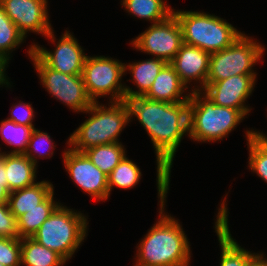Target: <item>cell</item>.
Returning a JSON list of instances; mask_svg holds the SVG:
<instances>
[{
    "label": "cell",
    "mask_w": 267,
    "mask_h": 266,
    "mask_svg": "<svg viewBox=\"0 0 267 266\" xmlns=\"http://www.w3.org/2000/svg\"><path fill=\"white\" fill-rule=\"evenodd\" d=\"M126 152V148L122 143H109L92 147L83 153L108 176L124 158Z\"/></svg>",
    "instance_id": "cb8c5ba5"
},
{
    "label": "cell",
    "mask_w": 267,
    "mask_h": 266,
    "mask_svg": "<svg viewBox=\"0 0 267 266\" xmlns=\"http://www.w3.org/2000/svg\"><path fill=\"white\" fill-rule=\"evenodd\" d=\"M186 91H189L188 93ZM184 92H186L184 94ZM191 90L180 81L174 67L167 63L159 72L145 98L169 103L188 102Z\"/></svg>",
    "instance_id": "e0dca14e"
},
{
    "label": "cell",
    "mask_w": 267,
    "mask_h": 266,
    "mask_svg": "<svg viewBox=\"0 0 267 266\" xmlns=\"http://www.w3.org/2000/svg\"><path fill=\"white\" fill-rule=\"evenodd\" d=\"M166 64L167 62L165 60L154 57L129 64L125 63V74H127V71H130L129 73L132 74L133 78L129 80H131V82H133L137 87L133 90L125 84V100L132 97L144 96L149 91L155 78Z\"/></svg>",
    "instance_id": "ac0fdd59"
},
{
    "label": "cell",
    "mask_w": 267,
    "mask_h": 266,
    "mask_svg": "<svg viewBox=\"0 0 267 266\" xmlns=\"http://www.w3.org/2000/svg\"><path fill=\"white\" fill-rule=\"evenodd\" d=\"M0 263L21 266V239L0 237Z\"/></svg>",
    "instance_id": "f546056e"
},
{
    "label": "cell",
    "mask_w": 267,
    "mask_h": 266,
    "mask_svg": "<svg viewBox=\"0 0 267 266\" xmlns=\"http://www.w3.org/2000/svg\"><path fill=\"white\" fill-rule=\"evenodd\" d=\"M66 262L56 251L33 238H21V266H64Z\"/></svg>",
    "instance_id": "44dd1931"
},
{
    "label": "cell",
    "mask_w": 267,
    "mask_h": 266,
    "mask_svg": "<svg viewBox=\"0 0 267 266\" xmlns=\"http://www.w3.org/2000/svg\"><path fill=\"white\" fill-rule=\"evenodd\" d=\"M130 122L133 116L147 132L155 149L158 205H166L174 156L184 136L189 135L188 102L153 101L144 96L125 100Z\"/></svg>",
    "instance_id": "6da1fadb"
},
{
    "label": "cell",
    "mask_w": 267,
    "mask_h": 266,
    "mask_svg": "<svg viewBox=\"0 0 267 266\" xmlns=\"http://www.w3.org/2000/svg\"><path fill=\"white\" fill-rule=\"evenodd\" d=\"M121 6L130 15L152 24L164 21L173 14V8L164 0H121Z\"/></svg>",
    "instance_id": "7402d4cb"
},
{
    "label": "cell",
    "mask_w": 267,
    "mask_h": 266,
    "mask_svg": "<svg viewBox=\"0 0 267 266\" xmlns=\"http://www.w3.org/2000/svg\"><path fill=\"white\" fill-rule=\"evenodd\" d=\"M170 64L187 89L192 81L197 84L200 83L199 86H191V92L202 91L205 88L209 73V53L193 45L183 43Z\"/></svg>",
    "instance_id": "9a60e30c"
},
{
    "label": "cell",
    "mask_w": 267,
    "mask_h": 266,
    "mask_svg": "<svg viewBox=\"0 0 267 266\" xmlns=\"http://www.w3.org/2000/svg\"><path fill=\"white\" fill-rule=\"evenodd\" d=\"M27 55L33 62L40 85L52 96L67 105L74 112L83 113L91 105L81 75H69L48 67L34 52L33 44L28 47Z\"/></svg>",
    "instance_id": "9c48e42d"
},
{
    "label": "cell",
    "mask_w": 267,
    "mask_h": 266,
    "mask_svg": "<svg viewBox=\"0 0 267 266\" xmlns=\"http://www.w3.org/2000/svg\"><path fill=\"white\" fill-rule=\"evenodd\" d=\"M55 36L53 29L44 36L47 40L50 39L53 44L55 43L56 46L53 51L40 47L38 43H33V52L48 67L56 71L69 75H82L87 55L78 43L77 38L69 30H65L57 42Z\"/></svg>",
    "instance_id": "8fae6325"
},
{
    "label": "cell",
    "mask_w": 267,
    "mask_h": 266,
    "mask_svg": "<svg viewBox=\"0 0 267 266\" xmlns=\"http://www.w3.org/2000/svg\"><path fill=\"white\" fill-rule=\"evenodd\" d=\"M142 172L139 166L129 159L127 155L108 175V190L109 196L112 188L131 189L135 187L141 179Z\"/></svg>",
    "instance_id": "484cf974"
},
{
    "label": "cell",
    "mask_w": 267,
    "mask_h": 266,
    "mask_svg": "<svg viewBox=\"0 0 267 266\" xmlns=\"http://www.w3.org/2000/svg\"><path fill=\"white\" fill-rule=\"evenodd\" d=\"M226 194L221 202L216 215L215 232L221 248L220 266H247L249 261L257 254L241 247L235 239H233L228 224V207L226 203Z\"/></svg>",
    "instance_id": "2e32d148"
},
{
    "label": "cell",
    "mask_w": 267,
    "mask_h": 266,
    "mask_svg": "<svg viewBox=\"0 0 267 266\" xmlns=\"http://www.w3.org/2000/svg\"><path fill=\"white\" fill-rule=\"evenodd\" d=\"M51 136L47 132H42L34 128L26 152L24 153L33 163L37 165L39 158H52L54 148ZM45 143V144H44ZM49 144V145H48ZM46 148V152L44 149ZM41 149V150H40Z\"/></svg>",
    "instance_id": "f1b7e54d"
},
{
    "label": "cell",
    "mask_w": 267,
    "mask_h": 266,
    "mask_svg": "<svg viewBox=\"0 0 267 266\" xmlns=\"http://www.w3.org/2000/svg\"><path fill=\"white\" fill-rule=\"evenodd\" d=\"M11 108L10 116L6 118L7 120L13 121L16 124L34 126L32 122L35 113L32 104L19 101Z\"/></svg>",
    "instance_id": "1f68e13d"
},
{
    "label": "cell",
    "mask_w": 267,
    "mask_h": 266,
    "mask_svg": "<svg viewBox=\"0 0 267 266\" xmlns=\"http://www.w3.org/2000/svg\"><path fill=\"white\" fill-rule=\"evenodd\" d=\"M63 163L67 174L84 193L96 199L105 201L109 198L108 176L97 168L82 152L64 149Z\"/></svg>",
    "instance_id": "7c38bea8"
},
{
    "label": "cell",
    "mask_w": 267,
    "mask_h": 266,
    "mask_svg": "<svg viewBox=\"0 0 267 266\" xmlns=\"http://www.w3.org/2000/svg\"><path fill=\"white\" fill-rule=\"evenodd\" d=\"M245 135L249 150L247 167L267 183V145L257 137L254 129L246 130Z\"/></svg>",
    "instance_id": "4316f807"
},
{
    "label": "cell",
    "mask_w": 267,
    "mask_h": 266,
    "mask_svg": "<svg viewBox=\"0 0 267 266\" xmlns=\"http://www.w3.org/2000/svg\"><path fill=\"white\" fill-rule=\"evenodd\" d=\"M0 237L20 238L17 219L10 212L8 203H0Z\"/></svg>",
    "instance_id": "4dcf8cb0"
},
{
    "label": "cell",
    "mask_w": 267,
    "mask_h": 266,
    "mask_svg": "<svg viewBox=\"0 0 267 266\" xmlns=\"http://www.w3.org/2000/svg\"><path fill=\"white\" fill-rule=\"evenodd\" d=\"M4 153L6 167V179L10 192L26 188L35 184L37 178V166L25 154Z\"/></svg>",
    "instance_id": "ffe728a7"
},
{
    "label": "cell",
    "mask_w": 267,
    "mask_h": 266,
    "mask_svg": "<svg viewBox=\"0 0 267 266\" xmlns=\"http://www.w3.org/2000/svg\"><path fill=\"white\" fill-rule=\"evenodd\" d=\"M253 39L255 38L243 33L227 48L210 54L206 84L235 75H257L253 66L263 60L266 48Z\"/></svg>",
    "instance_id": "52a82bcc"
},
{
    "label": "cell",
    "mask_w": 267,
    "mask_h": 266,
    "mask_svg": "<svg viewBox=\"0 0 267 266\" xmlns=\"http://www.w3.org/2000/svg\"><path fill=\"white\" fill-rule=\"evenodd\" d=\"M54 191L50 181H38L23 189L10 192L8 206L17 219L34 208H41V203Z\"/></svg>",
    "instance_id": "d6986e66"
},
{
    "label": "cell",
    "mask_w": 267,
    "mask_h": 266,
    "mask_svg": "<svg viewBox=\"0 0 267 266\" xmlns=\"http://www.w3.org/2000/svg\"><path fill=\"white\" fill-rule=\"evenodd\" d=\"M87 219L81 211L60 204L32 238L40 245L56 251L68 262L88 235Z\"/></svg>",
    "instance_id": "5b68a950"
},
{
    "label": "cell",
    "mask_w": 267,
    "mask_h": 266,
    "mask_svg": "<svg viewBox=\"0 0 267 266\" xmlns=\"http://www.w3.org/2000/svg\"><path fill=\"white\" fill-rule=\"evenodd\" d=\"M188 106V136L197 143L223 140L245 119L238 109L216 105L202 91L191 92Z\"/></svg>",
    "instance_id": "277c9868"
},
{
    "label": "cell",
    "mask_w": 267,
    "mask_h": 266,
    "mask_svg": "<svg viewBox=\"0 0 267 266\" xmlns=\"http://www.w3.org/2000/svg\"><path fill=\"white\" fill-rule=\"evenodd\" d=\"M107 105L93 102L83 112L90 114L89 118L67 140V145L72 150L83 153L102 144L121 143L119 136L130 122L128 105L125 100L109 102Z\"/></svg>",
    "instance_id": "3957f363"
},
{
    "label": "cell",
    "mask_w": 267,
    "mask_h": 266,
    "mask_svg": "<svg viewBox=\"0 0 267 266\" xmlns=\"http://www.w3.org/2000/svg\"><path fill=\"white\" fill-rule=\"evenodd\" d=\"M255 134L257 135V137L264 143L267 145V135L260 131H255Z\"/></svg>",
    "instance_id": "8d00e7d4"
},
{
    "label": "cell",
    "mask_w": 267,
    "mask_h": 266,
    "mask_svg": "<svg viewBox=\"0 0 267 266\" xmlns=\"http://www.w3.org/2000/svg\"><path fill=\"white\" fill-rule=\"evenodd\" d=\"M124 64L108 56H86L81 76L92 102L107 95L109 102L125 100V83H121Z\"/></svg>",
    "instance_id": "ba28073f"
},
{
    "label": "cell",
    "mask_w": 267,
    "mask_h": 266,
    "mask_svg": "<svg viewBox=\"0 0 267 266\" xmlns=\"http://www.w3.org/2000/svg\"><path fill=\"white\" fill-rule=\"evenodd\" d=\"M0 6L25 38L29 32L45 36L53 28L48 0H0Z\"/></svg>",
    "instance_id": "4fadbf2b"
},
{
    "label": "cell",
    "mask_w": 267,
    "mask_h": 266,
    "mask_svg": "<svg viewBox=\"0 0 267 266\" xmlns=\"http://www.w3.org/2000/svg\"><path fill=\"white\" fill-rule=\"evenodd\" d=\"M54 200V191L41 203V208H34L17 218L19 237L32 238L41 224L60 205Z\"/></svg>",
    "instance_id": "603a6c76"
},
{
    "label": "cell",
    "mask_w": 267,
    "mask_h": 266,
    "mask_svg": "<svg viewBox=\"0 0 267 266\" xmlns=\"http://www.w3.org/2000/svg\"><path fill=\"white\" fill-rule=\"evenodd\" d=\"M173 9L183 33V43L193 45L209 54L230 46L243 32L214 14L201 11Z\"/></svg>",
    "instance_id": "8992f818"
},
{
    "label": "cell",
    "mask_w": 267,
    "mask_h": 266,
    "mask_svg": "<svg viewBox=\"0 0 267 266\" xmlns=\"http://www.w3.org/2000/svg\"><path fill=\"white\" fill-rule=\"evenodd\" d=\"M130 43L135 50L170 63L183 44L182 28L173 13L164 21L151 24Z\"/></svg>",
    "instance_id": "30bf717a"
},
{
    "label": "cell",
    "mask_w": 267,
    "mask_h": 266,
    "mask_svg": "<svg viewBox=\"0 0 267 266\" xmlns=\"http://www.w3.org/2000/svg\"><path fill=\"white\" fill-rule=\"evenodd\" d=\"M9 61L0 56V87H8L11 88V82H9V78H7L6 68L8 67Z\"/></svg>",
    "instance_id": "d6a6232c"
},
{
    "label": "cell",
    "mask_w": 267,
    "mask_h": 266,
    "mask_svg": "<svg viewBox=\"0 0 267 266\" xmlns=\"http://www.w3.org/2000/svg\"><path fill=\"white\" fill-rule=\"evenodd\" d=\"M25 39L24 35L0 6V56L8 61L11 60V53L19 48Z\"/></svg>",
    "instance_id": "83f0119b"
},
{
    "label": "cell",
    "mask_w": 267,
    "mask_h": 266,
    "mask_svg": "<svg viewBox=\"0 0 267 266\" xmlns=\"http://www.w3.org/2000/svg\"><path fill=\"white\" fill-rule=\"evenodd\" d=\"M9 195L7 182H0V203H8Z\"/></svg>",
    "instance_id": "e575fe53"
},
{
    "label": "cell",
    "mask_w": 267,
    "mask_h": 266,
    "mask_svg": "<svg viewBox=\"0 0 267 266\" xmlns=\"http://www.w3.org/2000/svg\"><path fill=\"white\" fill-rule=\"evenodd\" d=\"M263 252L257 253L247 264V266H267V259Z\"/></svg>",
    "instance_id": "836d02e7"
},
{
    "label": "cell",
    "mask_w": 267,
    "mask_h": 266,
    "mask_svg": "<svg viewBox=\"0 0 267 266\" xmlns=\"http://www.w3.org/2000/svg\"><path fill=\"white\" fill-rule=\"evenodd\" d=\"M34 128L35 126L16 124L7 119L0 121L1 140L13 148L7 151L8 154H24Z\"/></svg>",
    "instance_id": "d4e9b609"
},
{
    "label": "cell",
    "mask_w": 267,
    "mask_h": 266,
    "mask_svg": "<svg viewBox=\"0 0 267 266\" xmlns=\"http://www.w3.org/2000/svg\"><path fill=\"white\" fill-rule=\"evenodd\" d=\"M256 76L235 75L206 84L202 92L216 105L238 109L246 117L252 108L245 103L254 91Z\"/></svg>",
    "instance_id": "5bb4252c"
},
{
    "label": "cell",
    "mask_w": 267,
    "mask_h": 266,
    "mask_svg": "<svg viewBox=\"0 0 267 266\" xmlns=\"http://www.w3.org/2000/svg\"><path fill=\"white\" fill-rule=\"evenodd\" d=\"M160 206L159 219L137 244L133 266H189L192 251L179 220Z\"/></svg>",
    "instance_id": "7a4b0ae2"
},
{
    "label": "cell",
    "mask_w": 267,
    "mask_h": 266,
    "mask_svg": "<svg viewBox=\"0 0 267 266\" xmlns=\"http://www.w3.org/2000/svg\"><path fill=\"white\" fill-rule=\"evenodd\" d=\"M4 153H0V182H7Z\"/></svg>",
    "instance_id": "d590c367"
}]
</instances>
